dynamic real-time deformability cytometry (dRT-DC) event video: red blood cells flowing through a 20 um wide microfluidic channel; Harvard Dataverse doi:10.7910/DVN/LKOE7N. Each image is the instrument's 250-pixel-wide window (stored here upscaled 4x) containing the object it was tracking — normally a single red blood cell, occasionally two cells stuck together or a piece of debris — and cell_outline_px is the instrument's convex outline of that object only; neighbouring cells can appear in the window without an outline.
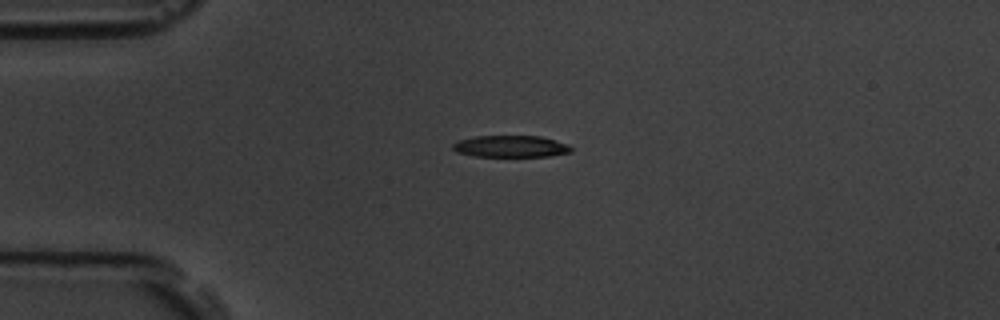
{"species": "common noctule bat (a hibernating species)", "species_latin": "Nyctalus noctula", "temperature_condition": "room temperature", "stored_images_in_passage": 3, "camera_frame_rate_fps": 3000, "um_per_image_px": 0.085, "animal": {"sex": "male", "body_mass_g": 19.5, "forearm_length_mm": 54.6}, "frame": {"image": 1, "passage_image": 2, "time_ms": 1.333, "image_size_px": [1000, 320], "cell_outline_px": [[572, 152], [548, 156], [476, 156], [456, 152], [452, 148], [452, 144], [460, 140], [476, 136], [540, 136], [568, 144], [572, 148]], "centroid_in_image_um": [43.42, 12.44], "position_along_channel_um": 41.6, "area_um2": 14.85}}